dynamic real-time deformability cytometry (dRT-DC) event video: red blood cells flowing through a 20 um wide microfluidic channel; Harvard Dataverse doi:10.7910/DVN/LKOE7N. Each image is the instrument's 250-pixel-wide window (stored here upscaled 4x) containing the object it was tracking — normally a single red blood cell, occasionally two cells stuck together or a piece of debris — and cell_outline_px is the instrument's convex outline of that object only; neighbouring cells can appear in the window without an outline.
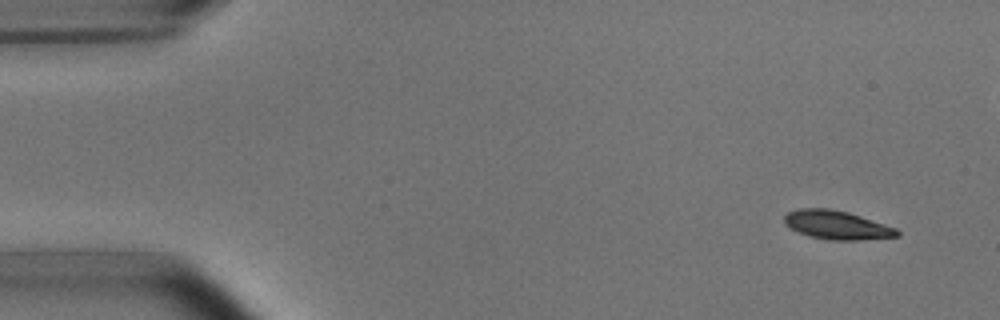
{"species": "common noctule bat (a hibernating species)", "species_latin": "Nyctalus noctula", "temperature_condition": "room temperature", "stored_images_in_passage": 10, "camera_frame_rate_fps": 3000, "um_per_image_px": 0.085, "animal": {"sex": "male", "body_mass_g": 15.6}, "frame": {"image": 1, "passage_image": 1, "time_ms": 0.0, "image_size_px": [1000, 320], "cell_outline_px": [[900, 236], [860, 240], [828, 240], [808, 236], [784, 224], [784, 216], [788, 212], [800, 208], [828, 208], [848, 212], [896, 228], [900, 232]], "centroid_in_image_um": [71.13, 19.13], "position_along_channel_um": 13.9, "area_um2": 18.79}}
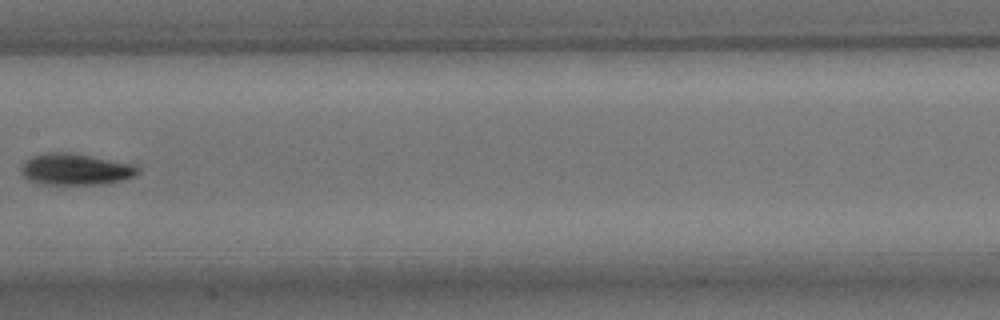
{"frame": {"image": 2, "passage_image": 7, "time_ms": 8.0, "image_size_px": [1000, 320], "cell_outline_px": [[140, 172], [136, 176], [124, 180], [104, 184], [44, 184], [28, 180], [24, 176], [24, 160], [32, 156], [44, 152], [72, 152], [136, 164], [140, 168]], "centroid_in_image_um": [6.51, 14.38], "position_along_channel_um": 200.9, "area_um2": 21.62}}
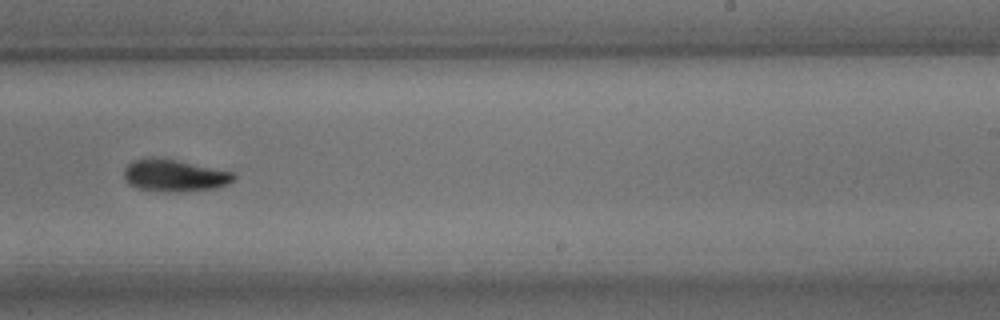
{"frame": {"image": 3, "passage_image": 9, "time_ms": 10.0, "image_size_px": [1000, 320], "cell_outline_px": [[236, 180], [228, 184], [216, 188], [184, 192], [164, 192], [140, 188], [128, 184], [124, 180], [124, 168], [132, 160], [176, 160], [236, 172]], "centroid_in_image_um": [14.91, 14.96], "position_along_channel_um": 274.1, "area_um2": 20.35}}